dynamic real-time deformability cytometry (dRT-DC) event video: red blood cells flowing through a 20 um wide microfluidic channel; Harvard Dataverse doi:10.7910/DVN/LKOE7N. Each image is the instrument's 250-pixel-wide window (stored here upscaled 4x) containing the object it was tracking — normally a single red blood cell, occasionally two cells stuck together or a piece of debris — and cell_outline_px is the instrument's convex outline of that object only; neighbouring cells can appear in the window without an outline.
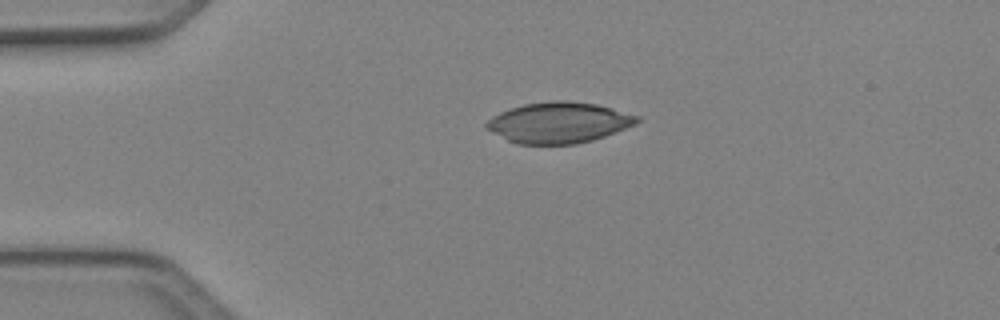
{"species": "Egyptian fruit bat (a non-hibernating species)", "species_latin": "Rousettus aegyptiacus", "temperature_condition": "cold", "stored_images_in_passage": 5, "camera_frame_rate_fps": 3000, "um_per_image_px": 0.085, "animal": {"sex": "female"}, "frame": {"image": 1, "passage_image": 1, "time_ms": 0.0, "image_size_px": [1000, 320], "cell_outline_px": [[640, 120], [636, 124], [604, 136], [592, 140], [576, 144], [516, 144], [484, 128], [484, 124], [492, 116], [500, 112], [524, 104], [552, 100], [564, 100], [596, 104], [612, 108], [640, 116]], "centroid_in_image_um": [47.48, 10.42], "position_along_channel_um": 37.5, "area_um2": 35.78}}
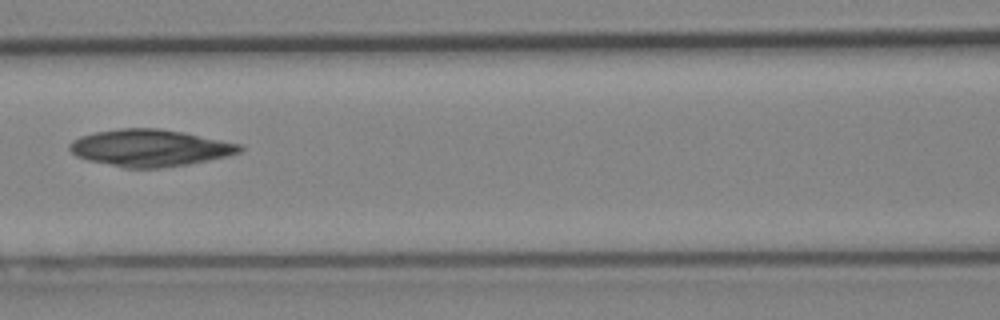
{"frame": {"image": 2, "passage_image": 4, "time_ms": 1.0, "image_size_px": [1000, 320], "cell_outline_px": [[244, 148], [240, 152], [208, 160], [188, 164], [160, 168], [124, 168], [88, 160], [76, 156], [68, 148], [68, 144], [72, 140], [80, 136], [96, 132], [120, 128], [160, 128], [240, 144]], "centroid_in_image_um": [12.68, 12.57], "position_along_channel_um": 153.9, "area_um2": 36.3}}
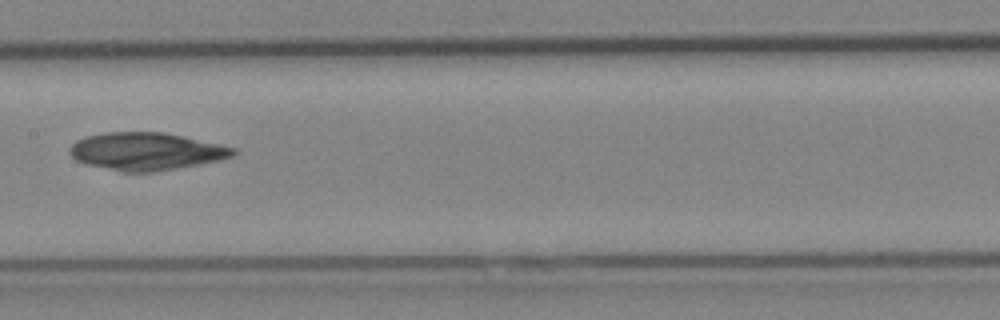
{"frame": {"image": 3, "passage_image": 5, "time_ms": 1.333, "image_size_px": [1000, 320], "cell_outline_px": [[240, 152], [236, 156], [220, 160], [176, 168], [152, 172], [124, 172], [88, 164], [76, 160], [68, 152], [68, 148], [76, 140], [84, 136], [104, 132], [160, 132], [220, 144], [236, 148]], "centroid_in_image_um": [12.43, 12.86], "position_along_channel_um": 195.0, "area_um2": 35.78}}